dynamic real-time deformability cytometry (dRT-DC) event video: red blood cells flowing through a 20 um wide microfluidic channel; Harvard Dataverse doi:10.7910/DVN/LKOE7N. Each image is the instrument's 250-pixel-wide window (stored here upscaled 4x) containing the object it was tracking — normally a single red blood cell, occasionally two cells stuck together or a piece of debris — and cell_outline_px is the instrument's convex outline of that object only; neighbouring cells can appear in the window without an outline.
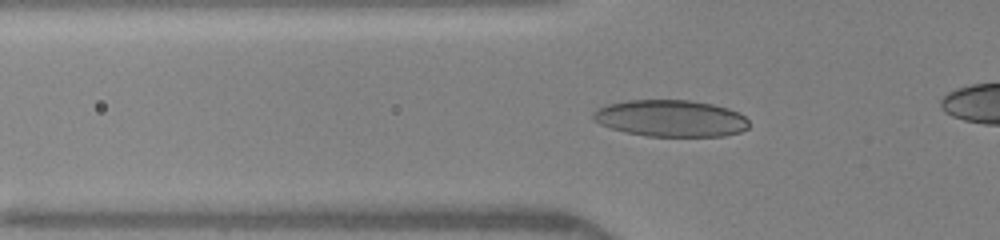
{"species": "human", "species_latin": "Homo sapiens", "temperature_condition": "warm", "stored_images_in_passage": 38, "camera_frame_rate_fps": 3000, "um_per_image_px": 0.085, "donor": {"sex": "female"}, "frame": {"image": 1, "passage_image": 11, "time_ms": 3.333, "image_size_px": [1000, 240], "cell_outline_px": [[748, 128], [740, 132], [724, 136], [648, 136], [624, 132], [600, 124], [592, 120], [592, 112], [596, 108], [608, 104], [628, 100], [688, 100], [712, 104], [728, 108], [744, 116], [748, 120]], "centroid_in_image_um": [56.98, 10.06], "position_along_channel_um": 68.8, "area_um2": 33.41}}
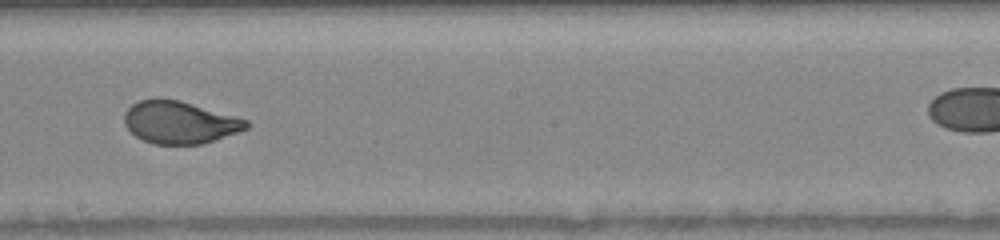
{"frame": {"image": 2, "passage_image": 23, "time_ms": 7.333, "image_size_px": [1000, 240], "cell_outline_px": [[248, 128], [200, 144], [152, 144], [136, 136], [124, 124], [124, 112], [132, 104], [140, 100], [156, 96], [160, 96], [180, 100], [248, 120]], "centroid_in_image_um": [15.2, 10.36], "position_along_channel_um": 233.0, "area_um2": 30.11}}
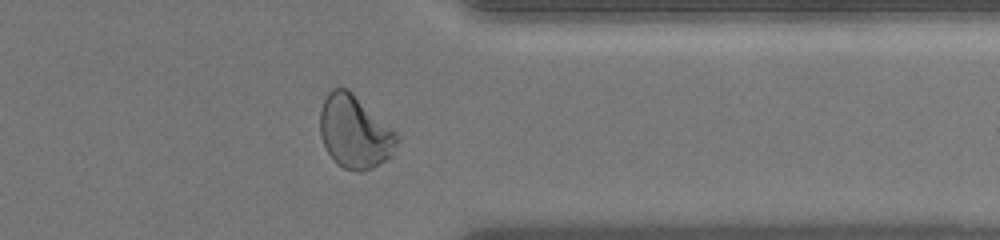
{"frame": {"image": 3, "passage_image": 34, "time_ms": 11.0, "image_size_px": [1000, 240], "cell_outline_px": [[400, 140], [392, 156], [372, 168], [360, 172], [356, 172], [344, 168], [332, 160], [320, 136], [320, 112], [324, 100], [328, 92], [332, 88], [348, 88], [392, 128], [400, 136]], "centroid_in_image_um": [30.17, 11.22], "position_along_channel_um": 381.2, "area_um2": 32.89}}